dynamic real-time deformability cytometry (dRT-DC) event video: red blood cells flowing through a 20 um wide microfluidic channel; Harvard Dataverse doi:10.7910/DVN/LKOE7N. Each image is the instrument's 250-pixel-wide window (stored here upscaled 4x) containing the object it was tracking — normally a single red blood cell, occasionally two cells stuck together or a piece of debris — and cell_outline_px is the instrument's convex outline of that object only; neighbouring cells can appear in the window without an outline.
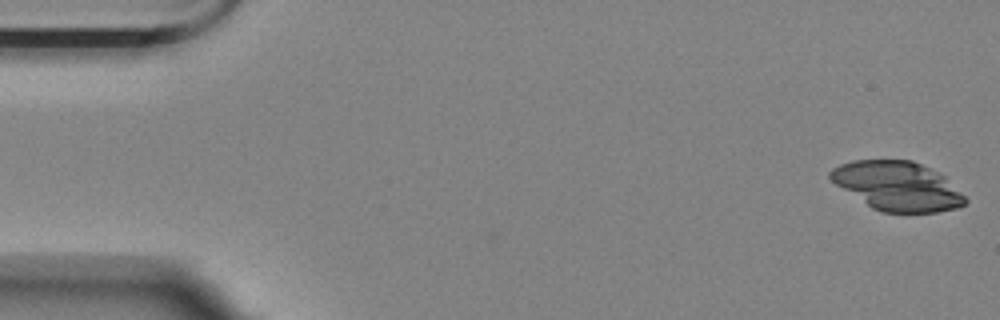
{"species": "Egyptian fruit bat (a non-hibernating species)", "species_latin": "Rousettus aegyptiacus", "temperature_condition": "room temperature", "stored_images_in_passage": 12, "camera_frame_rate_fps": 3000, "um_per_image_px": 0.085, "animal": {"sex": "female"}, "frame": {"image": 1, "passage_image": 1, "time_ms": 0.0, "image_size_px": [1000, 320], "cell_outline_px": [[968, 200], [964, 204], [956, 208], [936, 212], [884, 212], [872, 208], [836, 184], [828, 176], [828, 172], [832, 168], [840, 164], [852, 160], [912, 160], [944, 176]], "centroid_in_image_um": [76.26, 15.81], "position_along_channel_um": 8.7, "area_um2": 37.97}}